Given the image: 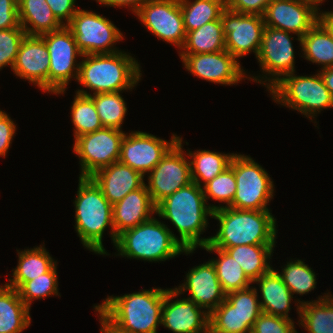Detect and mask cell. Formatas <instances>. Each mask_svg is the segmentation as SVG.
Wrapping results in <instances>:
<instances>
[{
	"mask_svg": "<svg viewBox=\"0 0 333 333\" xmlns=\"http://www.w3.org/2000/svg\"><path fill=\"white\" fill-rule=\"evenodd\" d=\"M18 251V265L12 270V278L7 286L19 289L26 281L33 280L48 272L56 263L43 246ZM20 251V252H19Z\"/></svg>",
	"mask_w": 333,
	"mask_h": 333,
	"instance_id": "28",
	"label": "cell"
},
{
	"mask_svg": "<svg viewBox=\"0 0 333 333\" xmlns=\"http://www.w3.org/2000/svg\"><path fill=\"white\" fill-rule=\"evenodd\" d=\"M50 58L40 36L26 35L21 42L12 70L15 75L48 92Z\"/></svg>",
	"mask_w": 333,
	"mask_h": 333,
	"instance_id": "22",
	"label": "cell"
},
{
	"mask_svg": "<svg viewBox=\"0 0 333 333\" xmlns=\"http://www.w3.org/2000/svg\"><path fill=\"white\" fill-rule=\"evenodd\" d=\"M90 178L112 205L145 183L144 176L119 161L98 170Z\"/></svg>",
	"mask_w": 333,
	"mask_h": 333,
	"instance_id": "23",
	"label": "cell"
},
{
	"mask_svg": "<svg viewBox=\"0 0 333 333\" xmlns=\"http://www.w3.org/2000/svg\"><path fill=\"white\" fill-rule=\"evenodd\" d=\"M93 308L99 313L101 333H131L112 322L97 306Z\"/></svg>",
	"mask_w": 333,
	"mask_h": 333,
	"instance_id": "48",
	"label": "cell"
},
{
	"mask_svg": "<svg viewBox=\"0 0 333 333\" xmlns=\"http://www.w3.org/2000/svg\"><path fill=\"white\" fill-rule=\"evenodd\" d=\"M115 248L118 256L149 262L165 261L181 253L195 251L185 250L178 236L155 217L119 234Z\"/></svg>",
	"mask_w": 333,
	"mask_h": 333,
	"instance_id": "6",
	"label": "cell"
},
{
	"mask_svg": "<svg viewBox=\"0 0 333 333\" xmlns=\"http://www.w3.org/2000/svg\"><path fill=\"white\" fill-rule=\"evenodd\" d=\"M178 138L179 136L173 134L168 142L146 132L132 131L129 135L125 133L121 141L119 162L145 176L178 142Z\"/></svg>",
	"mask_w": 333,
	"mask_h": 333,
	"instance_id": "16",
	"label": "cell"
},
{
	"mask_svg": "<svg viewBox=\"0 0 333 333\" xmlns=\"http://www.w3.org/2000/svg\"><path fill=\"white\" fill-rule=\"evenodd\" d=\"M202 249L218 254L219 258L211 259V262L215 266L218 280L226 294L251 287L249 285L252 282L245 275L240 264H238L225 250L214 248L209 244L204 245Z\"/></svg>",
	"mask_w": 333,
	"mask_h": 333,
	"instance_id": "34",
	"label": "cell"
},
{
	"mask_svg": "<svg viewBox=\"0 0 333 333\" xmlns=\"http://www.w3.org/2000/svg\"><path fill=\"white\" fill-rule=\"evenodd\" d=\"M18 17L21 27L29 36H41L64 26L53 15L45 0H22L18 4Z\"/></svg>",
	"mask_w": 333,
	"mask_h": 333,
	"instance_id": "26",
	"label": "cell"
},
{
	"mask_svg": "<svg viewBox=\"0 0 333 333\" xmlns=\"http://www.w3.org/2000/svg\"><path fill=\"white\" fill-rule=\"evenodd\" d=\"M124 135L122 130L103 127L77 137L73 152L80 160L79 177H91L98 170L118 162Z\"/></svg>",
	"mask_w": 333,
	"mask_h": 333,
	"instance_id": "12",
	"label": "cell"
},
{
	"mask_svg": "<svg viewBox=\"0 0 333 333\" xmlns=\"http://www.w3.org/2000/svg\"><path fill=\"white\" fill-rule=\"evenodd\" d=\"M16 131V125L9 115L0 110V156L6 157V153L10 148L14 134Z\"/></svg>",
	"mask_w": 333,
	"mask_h": 333,
	"instance_id": "45",
	"label": "cell"
},
{
	"mask_svg": "<svg viewBox=\"0 0 333 333\" xmlns=\"http://www.w3.org/2000/svg\"><path fill=\"white\" fill-rule=\"evenodd\" d=\"M191 180L202 187L218 174L222 173L231 162L234 153L224 154L210 150L188 151ZM203 183H202V182Z\"/></svg>",
	"mask_w": 333,
	"mask_h": 333,
	"instance_id": "33",
	"label": "cell"
},
{
	"mask_svg": "<svg viewBox=\"0 0 333 333\" xmlns=\"http://www.w3.org/2000/svg\"><path fill=\"white\" fill-rule=\"evenodd\" d=\"M326 294L318 300H296L299 325L309 333H333V299Z\"/></svg>",
	"mask_w": 333,
	"mask_h": 333,
	"instance_id": "29",
	"label": "cell"
},
{
	"mask_svg": "<svg viewBox=\"0 0 333 333\" xmlns=\"http://www.w3.org/2000/svg\"><path fill=\"white\" fill-rule=\"evenodd\" d=\"M269 90L276 103L295 109L310 120L321 110L333 107V97L320 73L313 76L287 74Z\"/></svg>",
	"mask_w": 333,
	"mask_h": 333,
	"instance_id": "7",
	"label": "cell"
},
{
	"mask_svg": "<svg viewBox=\"0 0 333 333\" xmlns=\"http://www.w3.org/2000/svg\"><path fill=\"white\" fill-rule=\"evenodd\" d=\"M180 293L166 290L161 324L173 333H209V314L188 298L176 299ZM173 301V302H170Z\"/></svg>",
	"mask_w": 333,
	"mask_h": 333,
	"instance_id": "20",
	"label": "cell"
},
{
	"mask_svg": "<svg viewBox=\"0 0 333 333\" xmlns=\"http://www.w3.org/2000/svg\"><path fill=\"white\" fill-rule=\"evenodd\" d=\"M166 290L151 288L123 296H108L96 306L124 330L131 333H157Z\"/></svg>",
	"mask_w": 333,
	"mask_h": 333,
	"instance_id": "5",
	"label": "cell"
},
{
	"mask_svg": "<svg viewBox=\"0 0 333 333\" xmlns=\"http://www.w3.org/2000/svg\"><path fill=\"white\" fill-rule=\"evenodd\" d=\"M186 33L219 20L226 9L225 0H179Z\"/></svg>",
	"mask_w": 333,
	"mask_h": 333,
	"instance_id": "35",
	"label": "cell"
},
{
	"mask_svg": "<svg viewBox=\"0 0 333 333\" xmlns=\"http://www.w3.org/2000/svg\"><path fill=\"white\" fill-rule=\"evenodd\" d=\"M301 48L303 57L321 69L333 67V38L320 21L301 37Z\"/></svg>",
	"mask_w": 333,
	"mask_h": 333,
	"instance_id": "32",
	"label": "cell"
},
{
	"mask_svg": "<svg viewBox=\"0 0 333 333\" xmlns=\"http://www.w3.org/2000/svg\"><path fill=\"white\" fill-rule=\"evenodd\" d=\"M75 206V230L85 248L100 255H107L102 238L105 229L111 227L112 242L115 246L117 235L114 231L113 205L90 177H79Z\"/></svg>",
	"mask_w": 333,
	"mask_h": 333,
	"instance_id": "3",
	"label": "cell"
},
{
	"mask_svg": "<svg viewBox=\"0 0 333 333\" xmlns=\"http://www.w3.org/2000/svg\"><path fill=\"white\" fill-rule=\"evenodd\" d=\"M285 266L278 274L292 295H304L316 288V274L305 262L298 259L287 262Z\"/></svg>",
	"mask_w": 333,
	"mask_h": 333,
	"instance_id": "38",
	"label": "cell"
},
{
	"mask_svg": "<svg viewBox=\"0 0 333 333\" xmlns=\"http://www.w3.org/2000/svg\"><path fill=\"white\" fill-rule=\"evenodd\" d=\"M274 247L275 245H240L224 250L240 264L245 275L253 283L272 268L269 260Z\"/></svg>",
	"mask_w": 333,
	"mask_h": 333,
	"instance_id": "30",
	"label": "cell"
},
{
	"mask_svg": "<svg viewBox=\"0 0 333 333\" xmlns=\"http://www.w3.org/2000/svg\"><path fill=\"white\" fill-rule=\"evenodd\" d=\"M219 230L209 245L224 250L240 245H275L276 219L270 210H238L222 207L212 212Z\"/></svg>",
	"mask_w": 333,
	"mask_h": 333,
	"instance_id": "2",
	"label": "cell"
},
{
	"mask_svg": "<svg viewBox=\"0 0 333 333\" xmlns=\"http://www.w3.org/2000/svg\"><path fill=\"white\" fill-rule=\"evenodd\" d=\"M30 322V309L18 290L6 284L0 286V333H21Z\"/></svg>",
	"mask_w": 333,
	"mask_h": 333,
	"instance_id": "27",
	"label": "cell"
},
{
	"mask_svg": "<svg viewBox=\"0 0 333 333\" xmlns=\"http://www.w3.org/2000/svg\"><path fill=\"white\" fill-rule=\"evenodd\" d=\"M236 192L229 206L238 210H270L274 184L268 173L251 157L234 154Z\"/></svg>",
	"mask_w": 333,
	"mask_h": 333,
	"instance_id": "8",
	"label": "cell"
},
{
	"mask_svg": "<svg viewBox=\"0 0 333 333\" xmlns=\"http://www.w3.org/2000/svg\"><path fill=\"white\" fill-rule=\"evenodd\" d=\"M45 1L49 5L56 19L64 26H67L71 22L72 17L78 11V9L75 8L76 0H45ZM63 20L66 21L67 23L63 22Z\"/></svg>",
	"mask_w": 333,
	"mask_h": 333,
	"instance_id": "44",
	"label": "cell"
},
{
	"mask_svg": "<svg viewBox=\"0 0 333 333\" xmlns=\"http://www.w3.org/2000/svg\"><path fill=\"white\" fill-rule=\"evenodd\" d=\"M221 208L220 204L208 205L203 188L195 182L176 190L156 206V215L168 219L179 232V243L185 250L202 248L210 241V237L202 238L208 226V218L212 212ZM201 237V238H200Z\"/></svg>",
	"mask_w": 333,
	"mask_h": 333,
	"instance_id": "1",
	"label": "cell"
},
{
	"mask_svg": "<svg viewBox=\"0 0 333 333\" xmlns=\"http://www.w3.org/2000/svg\"><path fill=\"white\" fill-rule=\"evenodd\" d=\"M153 213H156V206L144 183L139 189L131 191L121 201L113 205L112 216L115 234L118 236L123 231L150 220Z\"/></svg>",
	"mask_w": 333,
	"mask_h": 333,
	"instance_id": "24",
	"label": "cell"
},
{
	"mask_svg": "<svg viewBox=\"0 0 333 333\" xmlns=\"http://www.w3.org/2000/svg\"><path fill=\"white\" fill-rule=\"evenodd\" d=\"M67 27L72 31L77 47L83 55L120 51L113 48V45L123 40V34L102 15L78 8Z\"/></svg>",
	"mask_w": 333,
	"mask_h": 333,
	"instance_id": "13",
	"label": "cell"
},
{
	"mask_svg": "<svg viewBox=\"0 0 333 333\" xmlns=\"http://www.w3.org/2000/svg\"><path fill=\"white\" fill-rule=\"evenodd\" d=\"M74 139L103 128L95 104L90 96L76 93L71 106Z\"/></svg>",
	"mask_w": 333,
	"mask_h": 333,
	"instance_id": "37",
	"label": "cell"
},
{
	"mask_svg": "<svg viewBox=\"0 0 333 333\" xmlns=\"http://www.w3.org/2000/svg\"><path fill=\"white\" fill-rule=\"evenodd\" d=\"M40 37L47 46L50 58L48 93L64 94L71 78L76 80L78 78L80 62L76 63V58L77 56L82 57L83 54L77 47L72 31L67 26Z\"/></svg>",
	"mask_w": 333,
	"mask_h": 333,
	"instance_id": "10",
	"label": "cell"
},
{
	"mask_svg": "<svg viewBox=\"0 0 333 333\" xmlns=\"http://www.w3.org/2000/svg\"><path fill=\"white\" fill-rule=\"evenodd\" d=\"M319 21L326 27L333 38V11L320 12Z\"/></svg>",
	"mask_w": 333,
	"mask_h": 333,
	"instance_id": "50",
	"label": "cell"
},
{
	"mask_svg": "<svg viewBox=\"0 0 333 333\" xmlns=\"http://www.w3.org/2000/svg\"><path fill=\"white\" fill-rule=\"evenodd\" d=\"M253 283H258L260 288V297L262 299L260 305L263 313L292 320L288 312L291 310L290 304L293 295L277 271L271 268Z\"/></svg>",
	"mask_w": 333,
	"mask_h": 333,
	"instance_id": "25",
	"label": "cell"
},
{
	"mask_svg": "<svg viewBox=\"0 0 333 333\" xmlns=\"http://www.w3.org/2000/svg\"><path fill=\"white\" fill-rule=\"evenodd\" d=\"M179 55L187 71L208 82L235 85L245 77L247 78L239 61L227 50Z\"/></svg>",
	"mask_w": 333,
	"mask_h": 333,
	"instance_id": "19",
	"label": "cell"
},
{
	"mask_svg": "<svg viewBox=\"0 0 333 333\" xmlns=\"http://www.w3.org/2000/svg\"><path fill=\"white\" fill-rule=\"evenodd\" d=\"M251 333H298L294 326V321L280 316L261 313L253 327Z\"/></svg>",
	"mask_w": 333,
	"mask_h": 333,
	"instance_id": "42",
	"label": "cell"
},
{
	"mask_svg": "<svg viewBox=\"0 0 333 333\" xmlns=\"http://www.w3.org/2000/svg\"><path fill=\"white\" fill-rule=\"evenodd\" d=\"M27 34L22 27L0 30V69L11 66L12 69L19 47Z\"/></svg>",
	"mask_w": 333,
	"mask_h": 333,
	"instance_id": "41",
	"label": "cell"
},
{
	"mask_svg": "<svg viewBox=\"0 0 333 333\" xmlns=\"http://www.w3.org/2000/svg\"><path fill=\"white\" fill-rule=\"evenodd\" d=\"M258 296L257 288L252 286L226 294L225 300L209 315V333H251L262 313Z\"/></svg>",
	"mask_w": 333,
	"mask_h": 333,
	"instance_id": "9",
	"label": "cell"
},
{
	"mask_svg": "<svg viewBox=\"0 0 333 333\" xmlns=\"http://www.w3.org/2000/svg\"><path fill=\"white\" fill-rule=\"evenodd\" d=\"M182 141L179 137L178 142L148 173L146 187L155 206L176 190L192 182L190 161L185 158L186 152L183 151Z\"/></svg>",
	"mask_w": 333,
	"mask_h": 333,
	"instance_id": "14",
	"label": "cell"
},
{
	"mask_svg": "<svg viewBox=\"0 0 333 333\" xmlns=\"http://www.w3.org/2000/svg\"><path fill=\"white\" fill-rule=\"evenodd\" d=\"M319 9L304 0H272L265 9L263 20L267 27L296 34L301 46V37L319 21Z\"/></svg>",
	"mask_w": 333,
	"mask_h": 333,
	"instance_id": "18",
	"label": "cell"
},
{
	"mask_svg": "<svg viewBox=\"0 0 333 333\" xmlns=\"http://www.w3.org/2000/svg\"><path fill=\"white\" fill-rule=\"evenodd\" d=\"M148 0H96L99 4L110 7L128 6L134 14L147 2Z\"/></svg>",
	"mask_w": 333,
	"mask_h": 333,
	"instance_id": "47",
	"label": "cell"
},
{
	"mask_svg": "<svg viewBox=\"0 0 333 333\" xmlns=\"http://www.w3.org/2000/svg\"><path fill=\"white\" fill-rule=\"evenodd\" d=\"M225 50L237 60L254 52L258 56L265 29L263 16L237 13L225 9L221 15Z\"/></svg>",
	"mask_w": 333,
	"mask_h": 333,
	"instance_id": "17",
	"label": "cell"
},
{
	"mask_svg": "<svg viewBox=\"0 0 333 333\" xmlns=\"http://www.w3.org/2000/svg\"><path fill=\"white\" fill-rule=\"evenodd\" d=\"M135 15L157 38L183 47L186 31L179 0H148Z\"/></svg>",
	"mask_w": 333,
	"mask_h": 333,
	"instance_id": "15",
	"label": "cell"
},
{
	"mask_svg": "<svg viewBox=\"0 0 333 333\" xmlns=\"http://www.w3.org/2000/svg\"><path fill=\"white\" fill-rule=\"evenodd\" d=\"M318 72L321 75L324 85L326 86L331 96L333 97V67L321 69V71Z\"/></svg>",
	"mask_w": 333,
	"mask_h": 333,
	"instance_id": "49",
	"label": "cell"
},
{
	"mask_svg": "<svg viewBox=\"0 0 333 333\" xmlns=\"http://www.w3.org/2000/svg\"><path fill=\"white\" fill-rule=\"evenodd\" d=\"M21 27L18 4L13 0H0V30Z\"/></svg>",
	"mask_w": 333,
	"mask_h": 333,
	"instance_id": "46",
	"label": "cell"
},
{
	"mask_svg": "<svg viewBox=\"0 0 333 333\" xmlns=\"http://www.w3.org/2000/svg\"><path fill=\"white\" fill-rule=\"evenodd\" d=\"M272 0H225L226 9L250 15L263 16L266 7Z\"/></svg>",
	"mask_w": 333,
	"mask_h": 333,
	"instance_id": "43",
	"label": "cell"
},
{
	"mask_svg": "<svg viewBox=\"0 0 333 333\" xmlns=\"http://www.w3.org/2000/svg\"><path fill=\"white\" fill-rule=\"evenodd\" d=\"M18 293L22 301L30 309L31 302L47 296L59 295L57 280V263L46 273L37 278L26 281L19 289Z\"/></svg>",
	"mask_w": 333,
	"mask_h": 333,
	"instance_id": "39",
	"label": "cell"
},
{
	"mask_svg": "<svg viewBox=\"0 0 333 333\" xmlns=\"http://www.w3.org/2000/svg\"><path fill=\"white\" fill-rule=\"evenodd\" d=\"M205 200L211 198L212 200L226 203L229 207L232 204L236 192V178L234 175V155L231 159L230 165L211 181L202 186Z\"/></svg>",
	"mask_w": 333,
	"mask_h": 333,
	"instance_id": "40",
	"label": "cell"
},
{
	"mask_svg": "<svg viewBox=\"0 0 333 333\" xmlns=\"http://www.w3.org/2000/svg\"><path fill=\"white\" fill-rule=\"evenodd\" d=\"M290 33L265 26L261 47L256 57L264 72L263 76H258L259 78L252 76L247 77V79L260 84L264 83L263 85L267 86L269 91L281 79V76L295 73V55L291 40L294 37L289 35ZM267 75L270 77L268 78Z\"/></svg>",
	"mask_w": 333,
	"mask_h": 333,
	"instance_id": "11",
	"label": "cell"
},
{
	"mask_svg": "<svg viewBox=\"0 0 333 333\" xmlns=\"http://www.w3.org/2000/svg\"><path fill=\"white\" fill-rule=\"evenodd\" d=\"M76 93L90 96L95 104L97 113L103 127L122 130L123 120L127 113L126 102L121 96V92L89 94L84 89H79Z\"/></svg>",
	"mask_w": 333,
	"mask_h": 333,
	"instance_id": "36",
	"label": "cell"
},
{
	"mask_svg": "<svg viewBox=\"0 0 333 333\" xmlns=\"http://www.w3.org/2000/svg\"><path fill=\"white\" fill-rule=\"evenodd\" d=\"M179 54H202L225 50V37L221 18L187 32Z\"/></svg>",
	"mask_w": 333,
	"mask_h": 333,
	"instance_id": "31",
	"label": "cell"
},
{
	"mask_svg": "<svg viewBox=\"0 0 333 333\" xmlns=\"http://www.w3.org/2000/svg\"><path fill=\"white\" fill-rule=\"evenodd\" d=\"M77 81L93 94L131 90L141 80L140 64L124 51L82 55Z\"/></svg>",
	"mask_w": 333,
	"mask_h": 333,
	"instance_id": "4",
	"label": "cell"
},
{
	"mask_svg": "<svg viewBox=\"0 0 333 333\" xmlns=\"http://www.w3.org/2000/svg\"><path fill=\"white\" fill-rule=\"evenodd\" d=\"M189 270L186 274V281L175 289L180 294L189 291L191 295L187 298L202 309H207L206 311L210 315L226 298L215 266L210 260Z\"/></svg>",
	"mask_w": 333,
	"mask_h": 333,
	"instance_id": "21",
	"label": "cell"
},
{
	"mask_svg": "<svg viewBox=\"0 0 333 333\" xmlns=\"http://www.w3.org/2000/svg\"><path fill=\"white\" fill-rule=\"evenodd\" d=\"M15 3L19 4L22 0H13Z\"/></svg>",
	"mask_w": 333,
	"mask_h": 333,
	"instance_id": "52",
	"label": "cell"
},
{
	"mask_svg": "<svg viewBox=\"0 0 333 333\" xmlns=\"http://www.w3.org/2000/svg\"><path fill=\"white\" fill-rule=\"evenodd\" d=\"M304 1L310 2L318 7V5L319 4L321 5L324 0H304Z\"/></svg>",
	"mask_w": 333,
	"mask_h": 333,
	"instance_id": "51",
	"label": "cell"
}]
</instances>
